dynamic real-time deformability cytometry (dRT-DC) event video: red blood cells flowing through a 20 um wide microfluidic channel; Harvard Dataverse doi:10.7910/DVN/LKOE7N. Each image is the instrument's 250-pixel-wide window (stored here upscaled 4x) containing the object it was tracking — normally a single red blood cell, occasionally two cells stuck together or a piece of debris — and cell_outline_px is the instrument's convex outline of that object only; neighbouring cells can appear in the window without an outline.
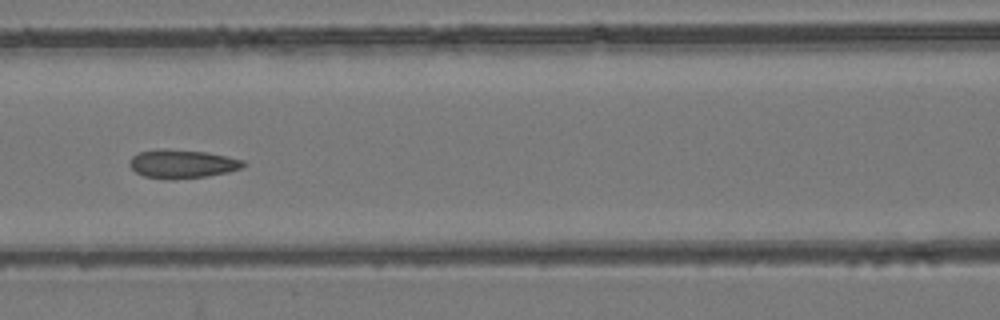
{"species": "common noctule bat (a hibernating species)", "species_latin": "Nyctalus noctula", "temperature_condition": "room temperature", "stored_images_in_passage": 9, "camera_frame_rate_fps": 3000, "um_per_image_px": 0.085, "animal": {"sex": "female", "body_mass_g": 24.6, "forearm_length_mm": 56.2}, "frame": {"image": 1, "passage_image": 7, "time_ms": 7.0, "image_size_px": [1000, 320], "cell_outline_px": [[248, 164], [244, 168], [228, 172], [208, 176], [172, 180], [168, 180], [144, 176], [136, 172], [128, 164], [128, 160], [132, 156], [140, 152], [156, 148], [164, 148], [208, 152], [228, 156], [244, 160]], "centroid_in_image_um": [15.51, 13.92], "position_along_channel_um": 151.1, "area_um2": 19.48}}
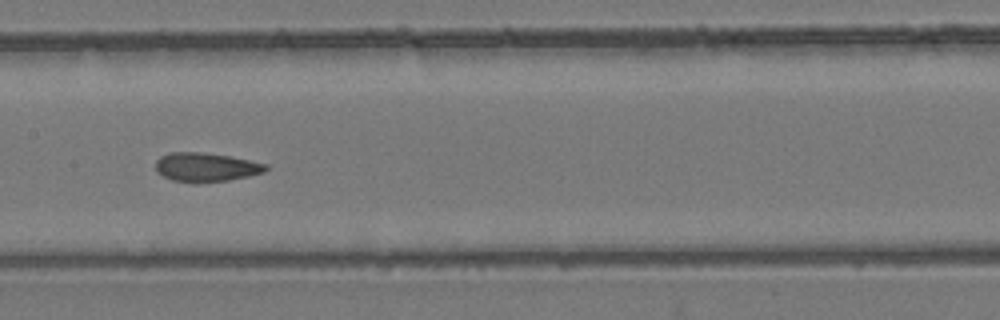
{"frame": {"image": 2, "passage_image": 8, "time_ms": 8.0, "image_size_px": [1000, 320], "cell_outline_px": [[268, 168], [264, 172], [248, 176], [228, 180], [172, 180], [156, 172], [156, 160], [160, 156], [168, 152], [200, 152], [228, 156], [268, 164]], "centroid_in_image_um": [17.5, 14.17], "position_along_channel_um": 189.9, "area_um2": 17.92}}
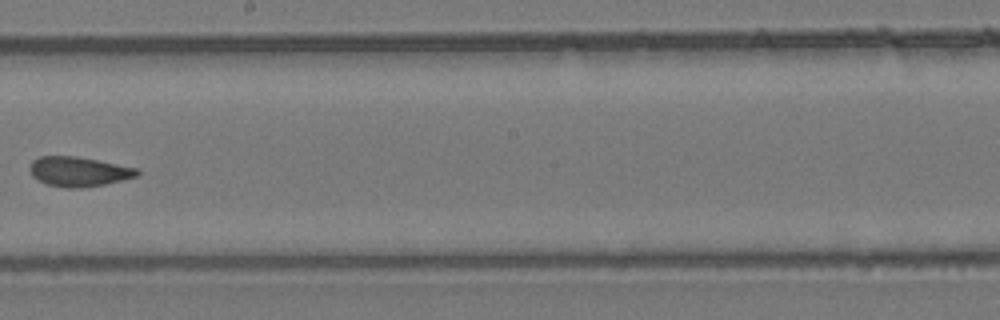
{"frame": {"image": 3, "passage_image": 9, "time_ms": 9.333, "image_size_px": [1000, 320], "cell_outline_px": [[140, 172], [136, 176], [104, 184], [80, 188], [64, 188], [48, 184], [32, 176], [28, 168], [32, 160], [40, 156], [76, 156], [136, 168]], "centroid_in_image_um": [6.63, 14.58], "position_along_channel_um": 241.6, "area_um2": 18.32}}